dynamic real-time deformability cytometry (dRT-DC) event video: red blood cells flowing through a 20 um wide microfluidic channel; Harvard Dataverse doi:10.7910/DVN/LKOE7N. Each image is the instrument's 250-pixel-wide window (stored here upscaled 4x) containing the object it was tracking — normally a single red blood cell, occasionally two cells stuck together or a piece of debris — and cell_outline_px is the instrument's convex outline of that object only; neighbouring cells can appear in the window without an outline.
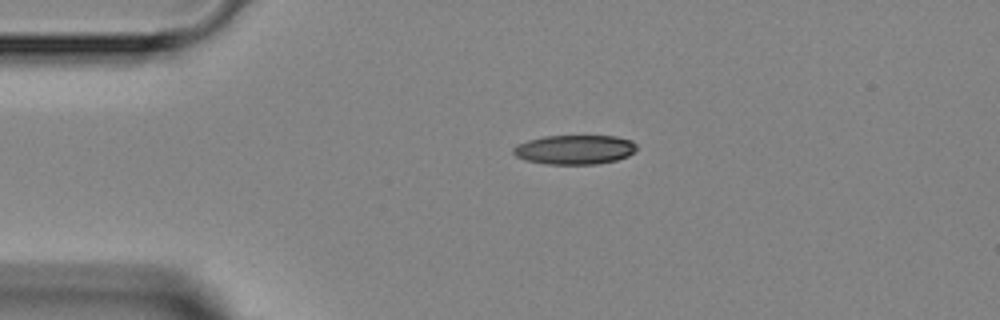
{"species": "Egyptian fruit bat (a non-hibernating species)", "species_latin": "Rousettus aegyptiacus", "temperature_condition": "room temperature", "stored_images_in_passage": 3, "camera_frame_rate_fps": 3000, "um_per_image_px": 0.085, "animal": {"sex": "female"}, "frame": {"image": 1, "passage_image": 1, "time_ms": 0.0, "image_size_px": [1000, 320], "cell_outline_px": [[636, 152], [628, 156], [616, 160], [596, 164], [548, 164], [524, 160], [516, 156], [512, 152], [512, 148], [516, 144], [528, 140], [544, 136], [616, 136], [632, 140], [636, 144]], "centroid_in_image_um": [48.84, 12.71], "position_along_channel_um": 36.2, "area_um2": 21.27}}
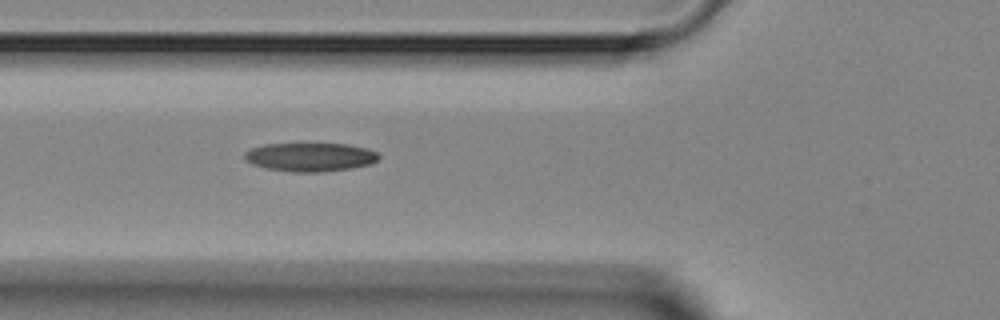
{"frame": {"image": 2, "passage_image": 3, "time_ms": 2.333, "image_size_px": [1000, 320], "cell_outline_px": [[380, 156], [372, 164], [352, 168], [320, 172], [292, 172], [268, 168], [252, 164], [244, 160], [244, 152], [252, 148], [264, 144], [348, 144], [368, 148], [376, 152]], "centroid_in_image_um": [26.37, 13.35], "position_along_channel_um": 99.4, "area_um2": 22.43}}